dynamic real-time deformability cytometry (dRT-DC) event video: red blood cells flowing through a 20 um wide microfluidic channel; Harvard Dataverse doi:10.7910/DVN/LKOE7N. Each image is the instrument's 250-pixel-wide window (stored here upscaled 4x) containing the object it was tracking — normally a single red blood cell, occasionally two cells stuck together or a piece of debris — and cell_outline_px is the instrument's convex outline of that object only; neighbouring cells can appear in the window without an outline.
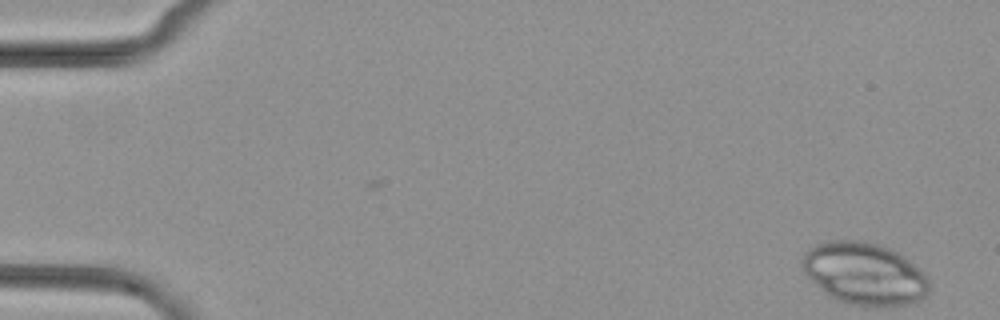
{"species": "common noctule bat (a hibernating species)", "species_latin": "Nyctalus noctula", "temperature_condition": "cold", "stored_images_in_passage": 52, "camera_frame_rate_fps": 3000, "um_per_image_px": 0.085, "animal": {"sex": "female", "body_mass_g": 29.2, "forearm_length_mm": 56.3}, "frame": {"image": 1, "passage_image": 1, "time_ms": 0.0, "image_size_px": [1000, 320], "cell_outline_px": [[928, 296], [920, 300], [908, 304], [852, 304], [836, 300], [828, 296], [800, 268], [800, 260], [804, 252], [808, 248], [816, 244], [828, 240], [860, 240], [876, 244], [888, 248], [904, 256], [928, 280]], "centroid_in_image_um": [73.39, 23.22], "position_along_channel_um": 11.6, "area_um2": 45.37}}